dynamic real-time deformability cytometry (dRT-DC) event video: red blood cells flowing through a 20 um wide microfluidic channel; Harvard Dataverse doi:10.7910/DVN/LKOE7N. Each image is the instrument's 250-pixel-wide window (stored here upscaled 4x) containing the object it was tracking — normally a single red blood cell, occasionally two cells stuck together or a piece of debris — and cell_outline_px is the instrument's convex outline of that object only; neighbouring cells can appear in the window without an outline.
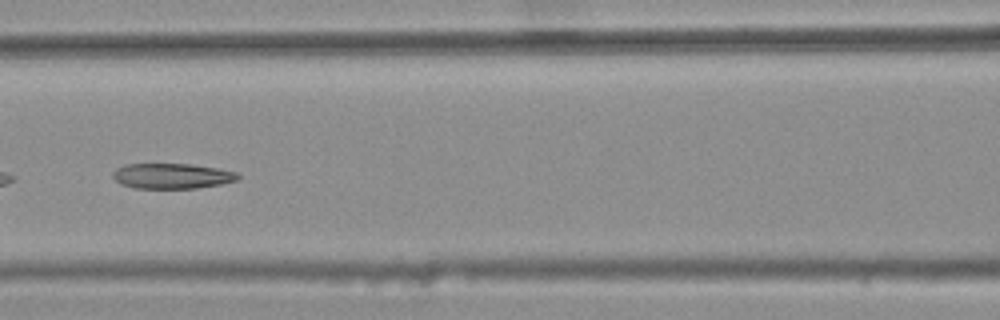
{"species": "common noctule bat (a hibernating species)", "species_latin": "Nyctalus noctula", "temperature_condition": "warm", "stored_images_in_passage": 7, "camera_frame_rate_fps": 3000, "um_per_image_px": 0.085, "animal": {"sex": "female", "body_mass_g": 25.1}, "frame": {"image": 1, "passage_image": 7, "time_ms": 2.0, "image_size_px": [1000, 320], "cell_outline_px": [[240, 176], [236, 180], [220, 184], [196, 188], [136, 188], [120, 184], [112, 176], [112, 172], [116, 168], [124, 164], [188, 164], [216, 168], [236, 172]], "centroid_in_image_um": [14.57, 14.95], "position_along_channel_um": 152.0, "area_um2": 18.32}}